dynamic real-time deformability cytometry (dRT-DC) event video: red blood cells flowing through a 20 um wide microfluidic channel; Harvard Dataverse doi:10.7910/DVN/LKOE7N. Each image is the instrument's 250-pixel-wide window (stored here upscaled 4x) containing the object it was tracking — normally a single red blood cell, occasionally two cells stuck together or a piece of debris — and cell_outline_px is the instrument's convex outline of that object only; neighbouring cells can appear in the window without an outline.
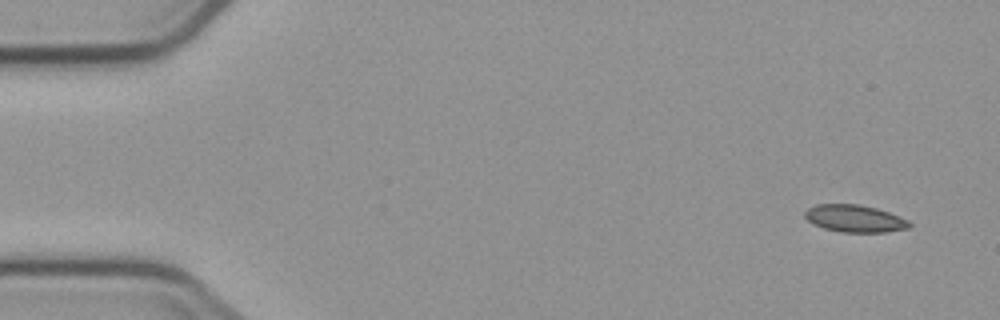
{"species": "common noctule bat (a hibernating species)", "species_latin": "Nyctalus noctula", "temperature_condition": "cold", "stored_images_in_passage": 8, "camera_frame_rate_fps": 3000, "um_per_image_px": 0.085, "animal": {"sex": "male", "body_mass_g": 23.1, "forearm_length_mm": 52.7}, "frame": {"image": 1, "passage_image": 1, "time_ms": 0.0, "image_size_px": [1000, 320], "cell_outline_px": [[912, 224], [908, 228], [884, 232], [840, 232], [824, 228], [808, 220], [804, 216], [804, 212], [808, 208], [816, 204], [856, 204], [876, 208], [888, 212], [908, 220]], "centroid_in_image_um": [72.64, 18.57], "position_along_channel_um": 12.4, "area_um2": 16.42}}
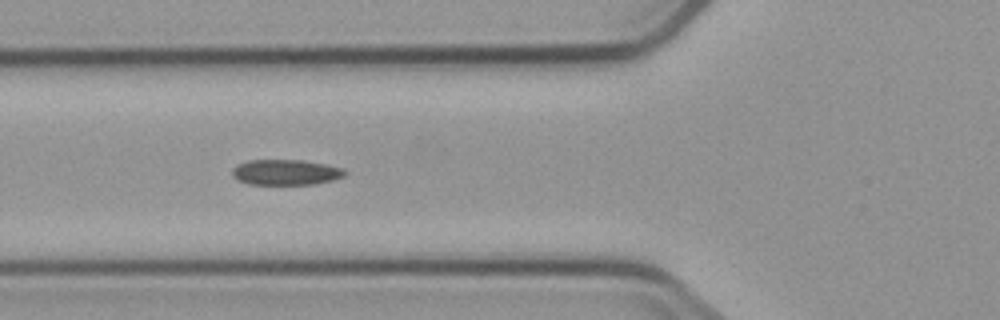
{"frame": {"image": 2, "passage_image": 6, "time_ms": 5.667, "image_size_px": [1000, 320], "cell_outline_px": [[348, 172], [344, 176], [332, 180], [316, 184], [248, 184], [236, 180], [232, 176], [232, 168], [236, 164], [248, 160], [304, 160], [344, 168]], "centroid_in_image_um": [24.27, 14.64], "position_along_channel_um": 101.5, "area_um2": 16.94}}
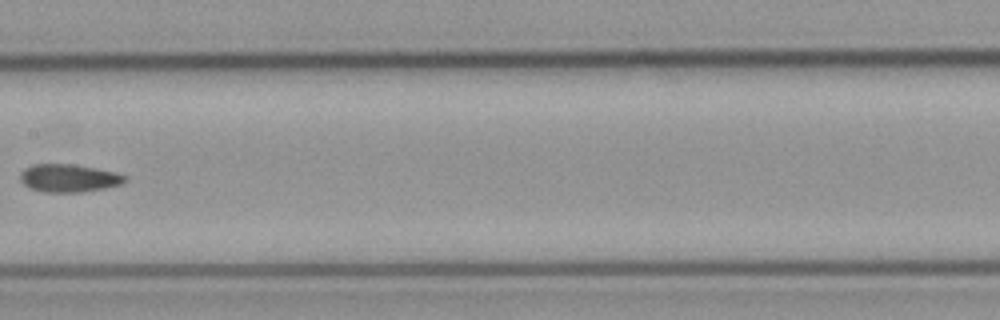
{"frame": {"image": 3, "passage_image": 8, "time_ms": 8.333, "image_size_px": [1000, 320], "cell_outline_px": [[128, 180], [124, 184], [104, 188], [80, 192], [40, 192], [28, 188], [20, 180], [20, 172], [24, 168], [32, 164], [72, 164], [96, 168], [116, 172], [128, 176]], "centroid_in_image_um": [5.86, 15.14], "position_along_channel_um": 201.5, "area_um2": 17.34}}